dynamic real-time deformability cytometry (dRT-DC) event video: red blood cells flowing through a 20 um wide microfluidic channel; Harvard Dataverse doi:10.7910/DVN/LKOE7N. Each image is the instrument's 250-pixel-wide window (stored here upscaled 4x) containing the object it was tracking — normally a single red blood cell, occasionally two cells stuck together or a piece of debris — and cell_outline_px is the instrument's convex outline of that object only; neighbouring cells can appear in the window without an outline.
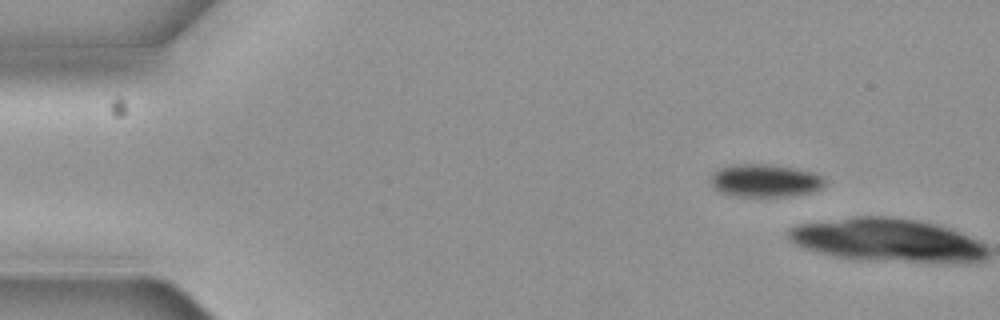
{"species": "common noctule bat (a hibernating species)", "species_latin": "Nyctalus noctula", "temperature_condition": "cold", "stored_images_in_passage": 2, "camera_frame_rate_fps": 3000, "um_per_image_px": 0.085, "animal": {"sex": "female", "body_mass_g": 19.3, "forearm_length_mm": 54.1}, "frame": {"image": 1, "passage_image": 1, "time_ms": 0.0, "image_size_px": [1000, 320], "cell_outline_px": [[824, 184], [820, 188], [808, 192], [784, 196], [728, 196], [720, 192], [708, 180], [708, 176], [716, 168], [728, 164], [768, 164], [792, 168], [812, 172], [820, 176], [824, 180]], "centroid_in_image_um": [64.88, 15.33], "position_along_channel_um": 20.1, "area_um2": 21.85}}